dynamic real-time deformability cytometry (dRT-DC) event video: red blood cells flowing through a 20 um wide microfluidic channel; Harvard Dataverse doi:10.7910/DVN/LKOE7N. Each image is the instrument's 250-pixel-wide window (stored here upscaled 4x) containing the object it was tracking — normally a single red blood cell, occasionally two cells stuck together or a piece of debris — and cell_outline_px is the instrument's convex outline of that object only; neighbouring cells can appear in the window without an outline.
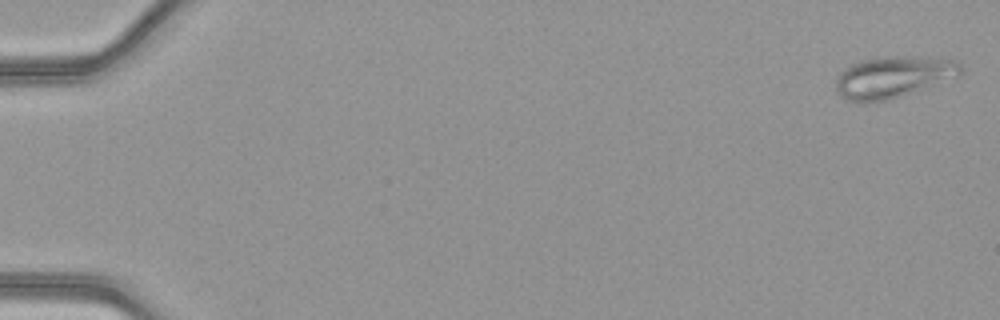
{"species": "common noctule bat (a hibernating species)", "species_latin": "Nyctalus noctula", "temperature_condition": "warm", "stored_images_in_passage": 20, "camera_frame_rate_fps": 3000, "um_per_image_px": 0.085, "animal": {"sex": "female", "body_mass_g": 21.9}, "frame": {"image": 1, "passage_image": 1, "time_ms": 0.0, "image_size_px": [1000, 320], "cell_outline_px": [[964, 72], [960, 76], [900, 96], [884, 100], [848, 100], [840, 96], [836, 92], [836, 80], [840, 72], [844, 68], [852, 64], [864, 60], [884, 56], [940, 56], [956, 60], [960, 64]], "centroid_in_image_um": [76.0, 6.49], "position_along_channel_um": 9.0, "area_um2": 30.23}}